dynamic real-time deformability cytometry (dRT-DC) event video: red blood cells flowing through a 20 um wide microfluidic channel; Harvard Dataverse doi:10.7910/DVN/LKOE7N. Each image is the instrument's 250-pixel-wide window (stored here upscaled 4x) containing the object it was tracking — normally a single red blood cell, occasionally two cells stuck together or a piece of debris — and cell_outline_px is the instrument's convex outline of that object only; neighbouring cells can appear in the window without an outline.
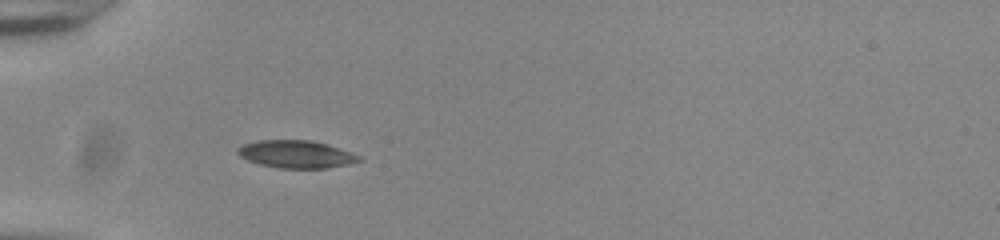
{"species": "common noctule bat (a hibernating species)", "species_latin": "Nyctalus noctula", "temperature_condition": "room temperature", "stored_images_in_passage": 37, "camera_frame_rate_fps": 3000, "um_per_image_px": 0.085, "animal": {"sex": "male", "body_mass_g": 20.0, "forearm_length_mm": 53.3}, "frame": {"image": 1, "passage_image": 1, "time_ms": 0.0, "image_size_px": [1000, 240], "cell_outline_px": [[364, 160], [348, 164], [324, 168], [280, 168], [260, 164], [248, 160], [240, 156], [236, 152], [236, 148], [244, 144], [256, 140], [312, 140], [328, 144], [352, 152], [360, 156]], "centroid_in_image_um": [25.18, 13.1], "position_along_channel_um": 59.8, "area_um2": 19.59}}
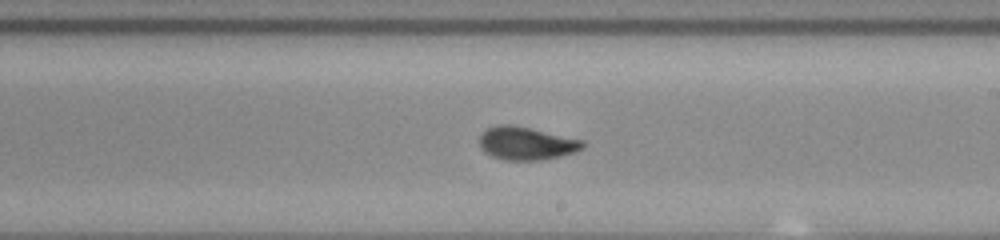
{"frame": {"image": 2, "passage_image": 16, "time_ms": 5.0, "image_size_px": [1000, 240], "cell_outline_px": [[584, 148], [560, 156], [540, 160], [504, 160], [492, 156], [484, 152], [480, 148], [480, 136], [488, 128], [496, 124], [512, 124], [532, 128], [584, 140]], "centroid_in_image_um": [44.72, 12.17], "position_along_channel_um": 244.3, "area_um2": 19.94}}
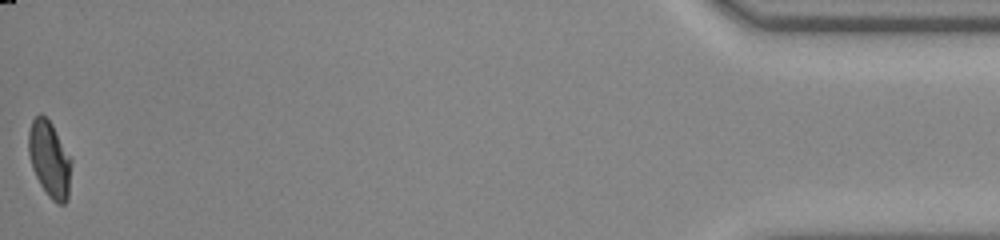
{"frame": {"image": 3, "passage_image": 37, "time_ms": 12.0, "image_size_px": [1000, 240], "cell_outline_px": [[72, 160], [68, 200], [64, 204], [56, 204], [48, 196], [40, 184], [32, 168], [28, 152], [28, 132], [32, 120], [40, 112], [52, 124]], "centroid_in_image_um": [4.21, 13.55], "position_along_channel_um": 431.0, "area_um2": 19.07}, "authors_computed_cell_mechanics": {"area_um2": 19.5364, "velocity_mm_per_s": 3.8719, "shape_relaxation_time_tau1_ms": 5.023, "shape_relaxation_time_tau2_ms": null, "deformation_change_tau1": 0.1498, "deformation_change_tau2": null}}